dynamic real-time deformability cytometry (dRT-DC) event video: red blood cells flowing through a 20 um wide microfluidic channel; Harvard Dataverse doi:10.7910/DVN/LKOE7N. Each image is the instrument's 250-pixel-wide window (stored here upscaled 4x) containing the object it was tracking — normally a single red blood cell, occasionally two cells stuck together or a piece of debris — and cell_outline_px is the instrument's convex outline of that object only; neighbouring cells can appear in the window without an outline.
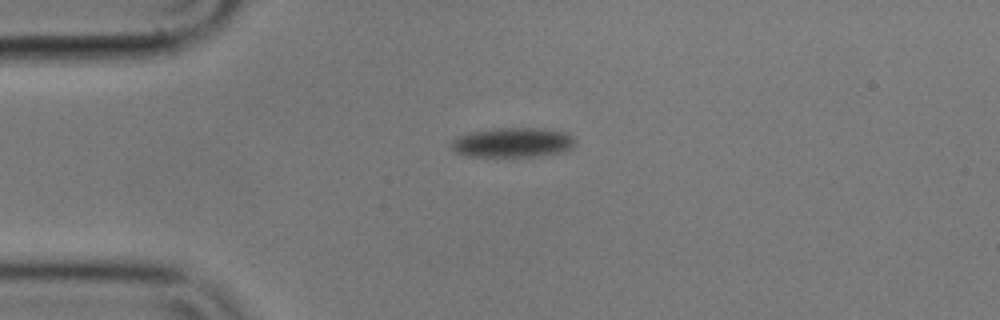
{"species": "common noctule bat (a hibernating species)", "species_latin": "Nyctalus noctula", "temperature_condition": "cold", "stored_images_in_passage": 4, "camera_frame_rate_fps": 3000, "um_per_image_px": 0.085, "animal": {"sex": "male", "body_mass_g": 17.9}, "frame": {"image": 1, "passage_image": 4, "time_ms": 1.0, "image_size_px": [1000, 320], "cell_outline_px": [[576, 144], [572, 148], [560, 152], [532, 156], [472, 156], [456, 152], [452, 148], [452, 140], [460, 136], [472, 132], [496, 128], [544, 128], [568, 132], [576, 140]], "centroid_in_image_um": [43.65, 12.09], "position_along_channel_um": 41.3, "area_um2": 21.21}}